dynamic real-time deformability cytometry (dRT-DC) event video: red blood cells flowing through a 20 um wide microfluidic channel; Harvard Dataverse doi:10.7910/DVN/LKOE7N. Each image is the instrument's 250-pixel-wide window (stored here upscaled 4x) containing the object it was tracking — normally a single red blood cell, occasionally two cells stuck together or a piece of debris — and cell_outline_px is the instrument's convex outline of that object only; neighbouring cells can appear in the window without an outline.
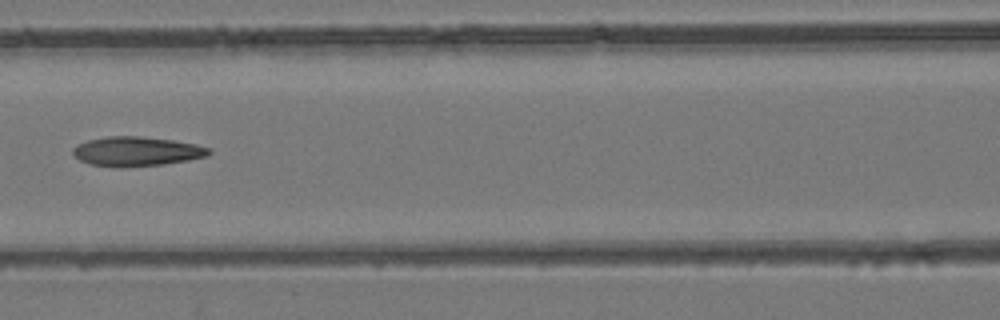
{"species": "common noctule bat (a hibernating species)", "species_latin": "Nyctalus noctula", "temperature_condition": "room temperature", "stored_images_in_passage": 7, "camera_frame_rate_fps": 3000, "um_per_image_px": 0.085, "animal": {"sex": "female", "body_mass_g": 24.6, "forearm_length_mm": 56.2}, "frame": {"image": 1, "passage_image": 6, "time_ms": 1.667, "image_size_px": [1000, 320], "cell_outline_px": [[212, 152], [208, 156], [188, 160], [164, 164], [88, 164], [80, 160], [72, 152], [72, 148], [76, 144], [88, 140], [108, 136], [140, 136], [172, 140], [196, 144], [212, 148]], "centroid_in_image_um": [11.67, 12.81], "position_along_channel_um": 154.9, "area_um2": 22.48}}
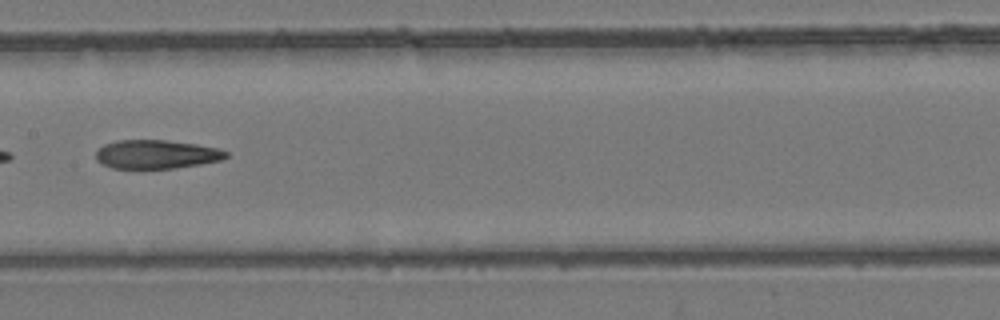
{"frame": {"image": 2, "passage_image": 7, "time_ms": 2.0, "image_size_px": [1000, 320], "cell_outline_px": [[228, 156], [220, 160], [200, 164], [176, 168], [112, 168], [96, 160], [96, 148], [104, 144], [116, 140], [164, 140], [196, 144], [216, 148], [228, 152]], "centroid_in_image_um": [13.25, 13.11], "position_along_channel_um": 194.1, "area_um2": 21.73}}